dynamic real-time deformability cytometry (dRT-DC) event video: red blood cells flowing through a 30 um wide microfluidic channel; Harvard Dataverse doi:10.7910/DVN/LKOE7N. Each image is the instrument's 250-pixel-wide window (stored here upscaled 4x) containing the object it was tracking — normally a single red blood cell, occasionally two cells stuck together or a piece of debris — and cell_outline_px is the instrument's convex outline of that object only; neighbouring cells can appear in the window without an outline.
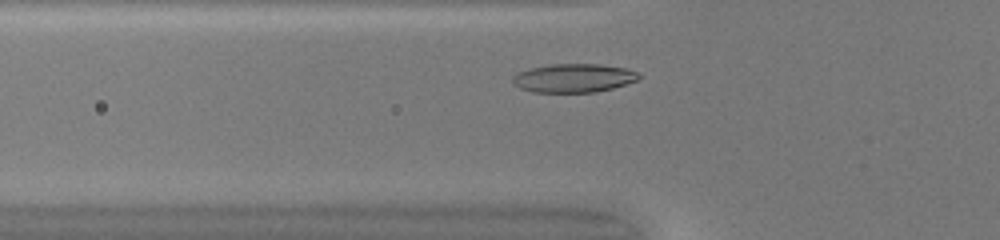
{"species": "common noctule bat (a hibernating species)", "species_latin": "Nyctalus noctula", "temperature_condition": "warm", "stored_images_in_passage": 30, "camera_frame_rate_fps": 3000, "um_per_image_px": 0.085, "animal": {"sex": "female", "body_mass_g": 20.0, "forearm_length_mm": 54.0}, "frame": {"image": 1, "passage_image": 5, "time_ms": 1.333, "image_size_px": [1000, 240], "cell_outline_px": [[640, 76], [636, 80], [612, 88], [596, 92], [532, 92], [520, 88], [512, 84], [512, 76], [516, 72], [528, 68], [552, 64], [600, 64], [624, 68], [636, 72]], "centroid_in_image_um": [48.67, 6.63], "position_along_channel_um": 77.1, "area_um2": 21.04}}
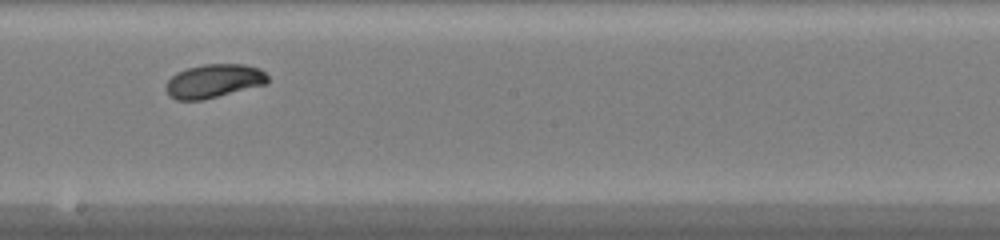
{"frame": {"image": 2, "passage_image": 16, "time_ms": 5.0, "image_size_px": [1000, 240], "cell_outline_px": [[268, 84], [204, 100], [176, 100], [168, 96], [164, 88], [168, 80], [176, 72], [188, 68], [204, 64], [244, 64], [260, 68], [268, 76]], "centroid_in_image_um": [18.17, 6.9], "position_along_channel_um": 230.0, "area_um2": 20.29}}
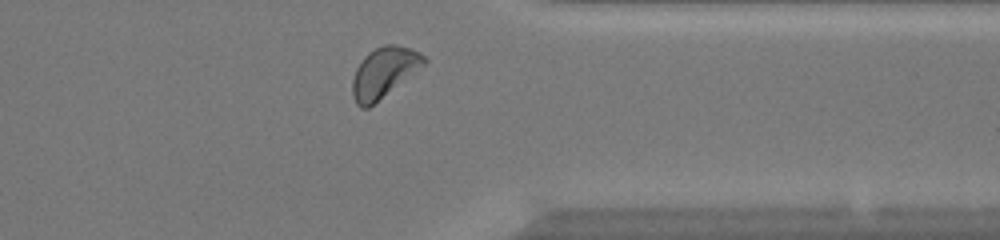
{"frame": {"image": 3, "passage_image": 27, "time_ms": 8.667, "image_size_px": [1000, 240], "cell_outline_px": [[428, 60], [424, 64], [368, 108], [360, 108], [356, 104], [352, 96], [352, 80], [356, 68], [364, 56], [368, 52], [384, 44], [396, 44], [412, 48], [420, 52]], "centroid_in_image_um": [32.6, 6.13], "position_along_channel_um": 378.8, "area_um2": 20.69}, "authors_computed_cell_mechanics": {"area_um2": 19.8832, "velocity_mm_per_s": 4.1753, "shape_relaxation_time_tau1_ms": 2.6319, "shape_relaxation_time_tau2_ms": null, "deformation_change_tau1": 0.1159, "deformation_change_tau2": null}}